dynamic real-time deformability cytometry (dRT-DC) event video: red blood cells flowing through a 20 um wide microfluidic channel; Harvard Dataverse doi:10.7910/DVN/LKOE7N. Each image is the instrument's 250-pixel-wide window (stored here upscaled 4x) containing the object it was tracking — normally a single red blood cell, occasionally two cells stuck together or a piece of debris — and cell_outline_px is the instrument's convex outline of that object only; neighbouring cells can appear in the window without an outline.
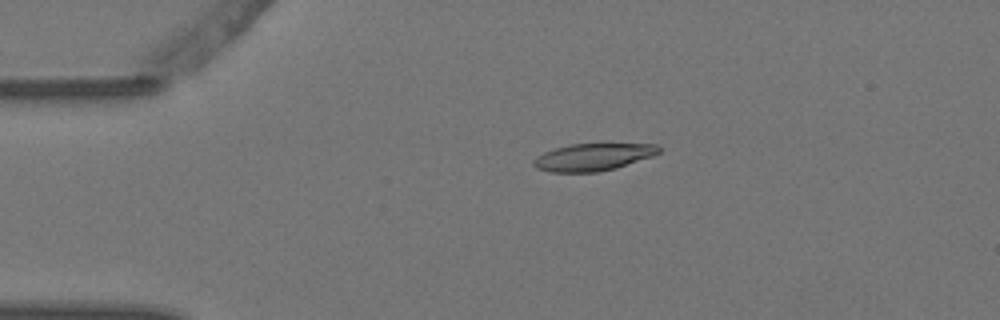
{"species": "Egyptian fruit bat (a non-hibernating species)", "species_latin": "Rousettus aegyptiacus", "temperature_condition": "warm", "stored_images_in_passage": 6, "camera_frame_rate_fps": 3000, "um_per_image_px": 0.085, "animal": {"sex": "female"}, "frame": {"image": 1, "passage_image": 3, "time_ms": 0.667, "image_size_px": [1000, 320], "cell_outline_px": [[660, 152], [652, 156], [616, 168], [596, 172], [552, 172], [536, 168], [532, 164], [532, 160], [536, 156], [544, 152], [568, 144], [656, 144], [660, 148]], "centroid_in_image_um": [50.37, 13.35], "position_along_channel_um": 34.6, "area_um2": 19.83}}
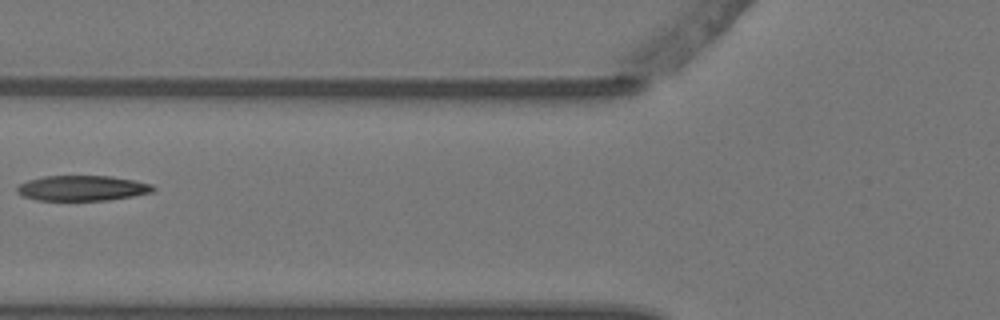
{"frame": {"image": 2, "passage_image": 5, "time_ms": 1.333, "image_size_px": [1000, 320], "cell_outline_px": [[156, 188], [152, 192], [132, 196], [108, 200], [36, 200], [24, 196], [16, 192], [16, 188], [20, 184], [28, 180], [44, 176], [112, 176], [136, 180], [152, 184]], "centroid_in_image_um": [7.01, 15.98], "position_along_channel_um": 118.8, "area_um2": 20.06}}
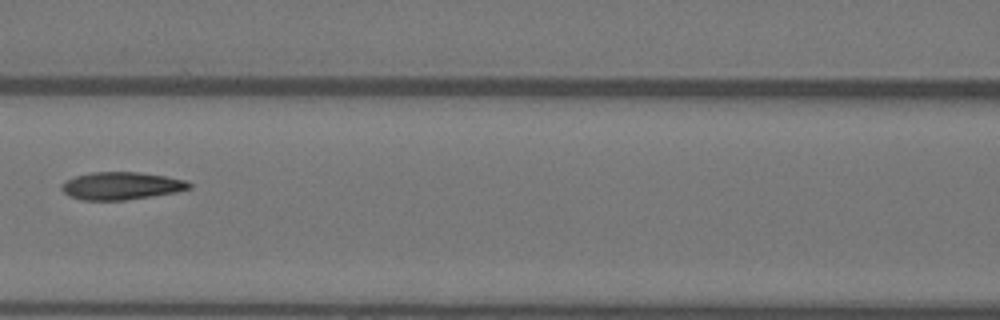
{"frame": {"image": 3, "passage_image": 6, "time_ms": 1.667, "image_size_px": [1000, 320], "cell_outline_px": [[192, 188], [176, 192], [152, 196], [124, 200], [80, 200], [68, 196], [60, 188], [60, 184], [76, 176], [92, 172], [136, 172], [164, 176], [184, 180], [192, 184]], "centroid_in_image_um": [10.29, 15.8], "position_along_channel_um": 156.3, "area_um2": 20.46}}